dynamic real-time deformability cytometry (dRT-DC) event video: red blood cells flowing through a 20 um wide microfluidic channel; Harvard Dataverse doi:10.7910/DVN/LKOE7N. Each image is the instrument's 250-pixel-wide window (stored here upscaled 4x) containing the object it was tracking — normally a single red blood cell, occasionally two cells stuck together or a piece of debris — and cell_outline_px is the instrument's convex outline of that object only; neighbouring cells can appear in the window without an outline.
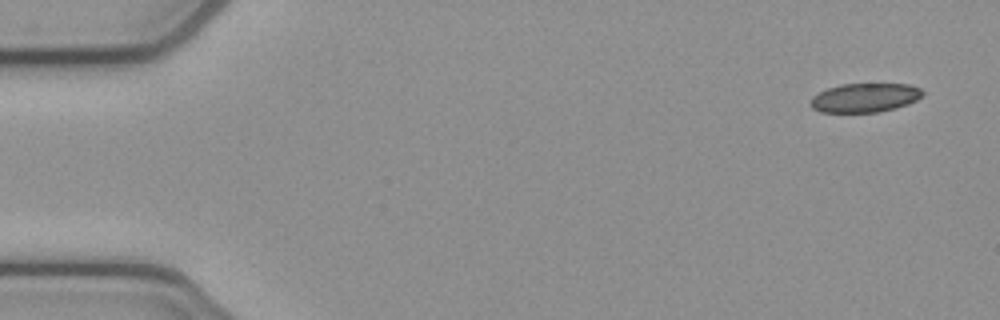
{"species": "common noctule bat (a hibernating species)", "species_latin": "Nyctalus noctula", "temperature_condition": "cold", "stored_images_in_passage": 5, "segment_of_instrument_passage": [1, 2], "camera_frame_rate_fps": 3000, "um_per_image_px": 0.085, "animal": {"sex": "female", "body_mass_g": 21.9}, "frame": {"image": 1, "passage_image": 1, "time_ms": 0.0, "image_size_px": [1000, 320], "cell_outline_px": [[924, 96], [908, 104], [896, 108], [880, 112], [820, 112], [812, 108], [808, 104], [812, 96], [828, 88], [840, 84], [908, 84], [920, 88], [924, 92]], "centroid_in_image_um": [73.51, 8.31], "position_along_channel_um": 11.5, "area_um2": 19.13}}
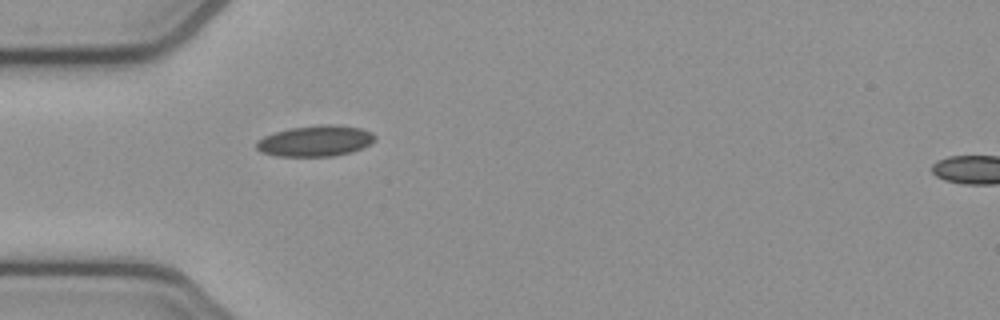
{"frame": {"image": 2, "passage_image": 4, "time_ms": 1.0, "image_size_px": [1000, 320], "cell_outline_px": [[376, 140], [352, 152], [332, 156], [276, 156], [260, 152], [256, 148], [256, 140], [264, 136], [288, 128], [324, 124], [332, 124], [360, 128], [372, 132], [376, 136]], "centroid_in_image_um": [26.78, 11.98], "position_along_channel_um": 58.2, "area_um2": 21.39}}